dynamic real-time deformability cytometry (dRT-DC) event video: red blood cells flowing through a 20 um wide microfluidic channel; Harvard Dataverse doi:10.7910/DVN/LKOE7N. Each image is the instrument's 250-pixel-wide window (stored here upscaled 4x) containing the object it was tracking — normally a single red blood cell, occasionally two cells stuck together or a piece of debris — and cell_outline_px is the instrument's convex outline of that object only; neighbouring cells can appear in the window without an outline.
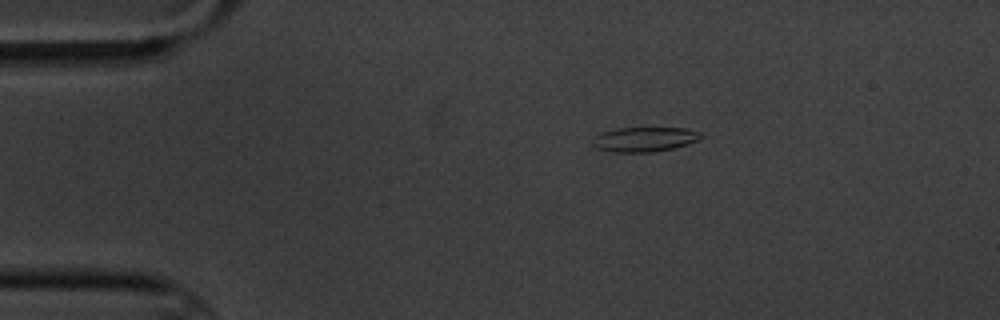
{"species": "common noctule bat (a hibernating species)", "species_latin": "Nyctalus noctula", "temperature_condition": "cold", "stored_images_in_passage": 6, "camera_frame_rate_fps": 3000, "um_per_image_px": 0.085, "animal": {"sex": "male", "body_mass_g": 20.1, "forearm_length_mm": 53.5}, "frame": {"image": 1, "passage_image": 1, "time_ms": 0.0, "image_size_px": [1000, 320], "cell_outline_px": [[704, 136], [700, 140], [688, 144], [672, 148], [652, 152], [612, 152], [596, 148], [592, 144], [596, 136], [604, 132], [616, 128], [688, 128], [700, 132]], "centroid_in_image_um": [54.83, 11.84], "position_along_channel_um": 30.2, "area_um2": 15.55}}
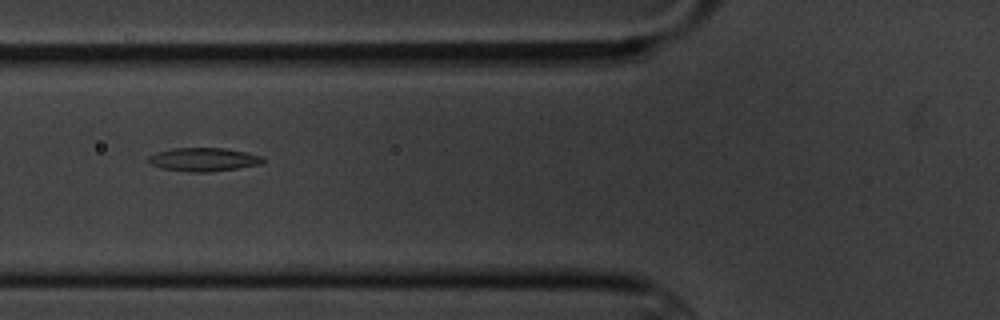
{"frame": {"image": 2, "passage_image": 4, "time_ms": 3.667, "image_size_px": [1000, 320], "cell_outline_px": [[264, 160], [260, 164], [236, 168], [208, 172], [188, 172], [160, 168], [148, 164], [144, 160], [148, 156], [156, 152], [172, 148], [224, 148], [248, 152], [264, 156]], "centroid_in_image_um": [17.23, 13.55], "position_along_channel_um": 108.6, "area_um2": 15.95}}
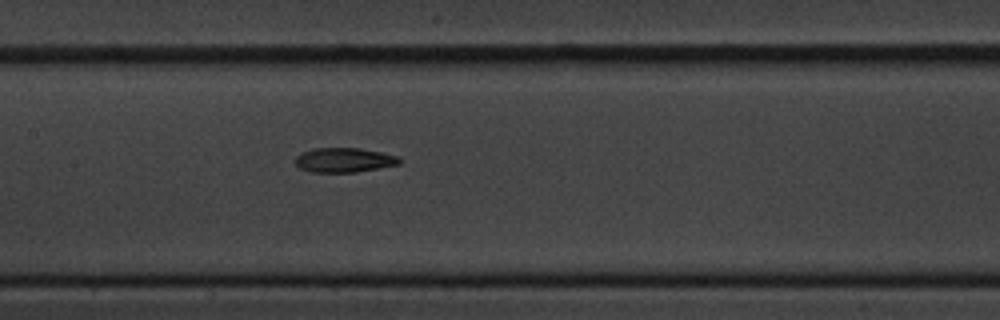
{"frame": {"image": 3, "passage_image": 6, "time_ms": 5.667, "image_size_px": [1000, 320], "cell_outline_px": [[404, 160], [400, 164], [356, 172], [312, 172], [300, 168], [296, 164], [296, 156], [312, 148], [360, 148], [400, 156]], "centroid_in_image_um": [29.31, 13.6], "position_along_channel_um": 178.1, "area_um2": 14.91}}